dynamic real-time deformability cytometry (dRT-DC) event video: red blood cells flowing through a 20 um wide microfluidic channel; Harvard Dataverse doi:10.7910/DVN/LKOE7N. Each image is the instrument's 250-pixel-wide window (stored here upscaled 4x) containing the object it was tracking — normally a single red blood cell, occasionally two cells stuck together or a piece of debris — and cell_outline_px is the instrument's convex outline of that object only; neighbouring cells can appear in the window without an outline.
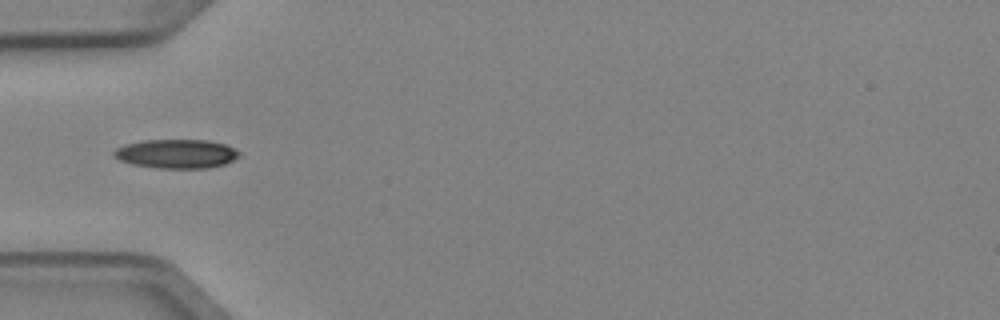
{"species": "Egyptian fruit bat (a non-hibernating species)", "species_latin": "Rousettus aegyptiacus", "temperature_condition": "cold", "stored_images_in_passage": 1, "camera_frame_rate_fps": 3000, "um_per_image_px": 0.085, "animal": {"sex": "female"}, "frame": {"image": 1, "passage_image": 1, "time_ms": 0.0, "image_size_px": [1000, 320], "cell_outline_px": [[240, 156], [224, 164], [208, 168], [156, 168], [132, 164], [120, 160], [112, 156], [112, 152], [116, 148], [124, 144], [144, 140], [208, 140], [224, 144], [240, 152]], "centroid_in_image_um": [14.95, 13.07], "position_along_channel_um": 70.0, "area_um2": 21.21}}